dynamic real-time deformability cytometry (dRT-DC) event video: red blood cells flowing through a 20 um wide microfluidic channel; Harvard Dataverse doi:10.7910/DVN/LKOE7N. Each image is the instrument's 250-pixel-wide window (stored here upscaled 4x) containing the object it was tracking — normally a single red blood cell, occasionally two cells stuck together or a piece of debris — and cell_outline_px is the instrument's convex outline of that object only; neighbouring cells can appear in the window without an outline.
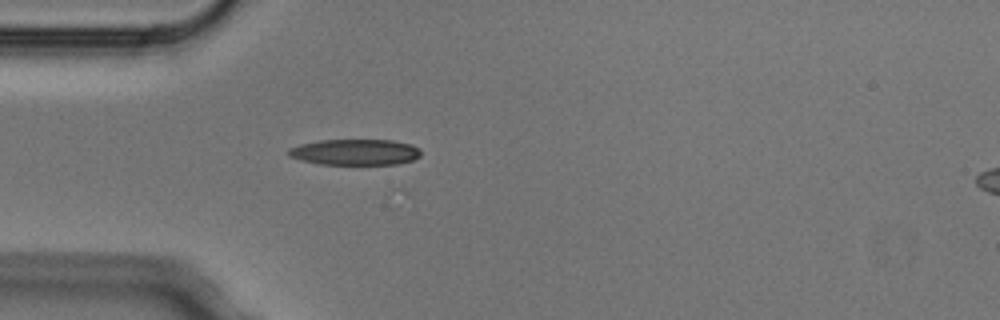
{"species": "Egyptian fruit bat (a non-hibernating species)", "species_latin": "Rousettus aegyptiacus", "temperature_condition": "cold", "stored_images_in_passage": 3, "camera_frame_rate_fps": 3000, "um_per_image_px": 0.085, "animal": {"sex": "male"}, "frame": {"image": 1, "passage_image": 3, "time_ms": 0.667, "image_size_px": [1000, 320], "cell_outline_px": [[420, 156], [412, 160], [396, 164], [320, 164], [300, 160], [288, 156], [288, 148], [300, 144], [320, 140], [392, 140], [412, 144], [420, 148]], "centroid_in_image_um": [30.18, 12.92], "position_along_channel_um": 54.8, "area_um2": 20.06}}